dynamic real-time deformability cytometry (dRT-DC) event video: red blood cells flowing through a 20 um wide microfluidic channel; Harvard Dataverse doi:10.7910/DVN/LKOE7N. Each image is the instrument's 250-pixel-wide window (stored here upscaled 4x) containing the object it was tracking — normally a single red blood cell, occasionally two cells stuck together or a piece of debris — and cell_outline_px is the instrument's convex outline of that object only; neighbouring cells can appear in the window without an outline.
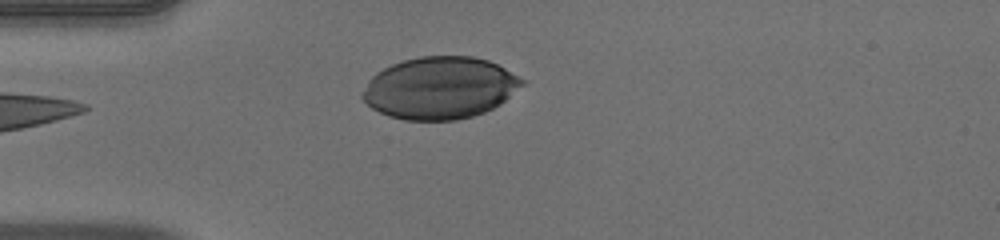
{"species": "human", "species_latin": "Homo sapiens", "temperature_condition": "warm", "stored_images_in_passage": 34, "camera_frame_rate_fps": 3000, "um_per_image_px": 0.085, "donor": {"sex": "male"}, "frame": {"image": 1, "passage_image": 1, "time_ms": 0.0, "image_size_px": [1000, 240], "cell_outline_px": [[528, 80], [524, 84], [500, 104], [484, 112], [472, 116], [456, 120], [404, 120], [388, 116], [372, 108], [360, 96], [360, 92], [368, 80], [376, 72], [392, 64], [404, 60], [420, 56], [472, 56], [488, 60]], "centroid_in_image_um": [37.38, 7.47], "position_along_channel_um": 47.6, "area_um2": 57.92}}
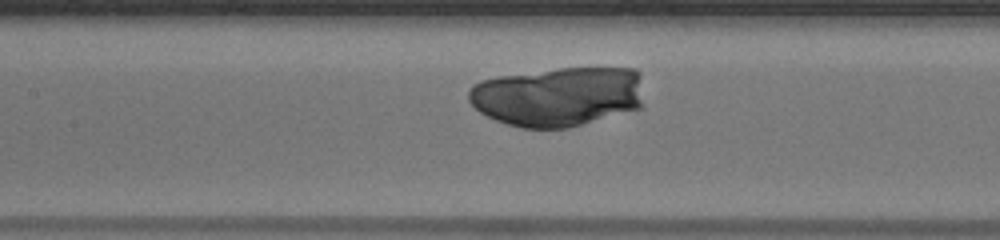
{"frame": {"image": 2, "passage_image": 11, "time_ms": 3.333, "image_size_px": [1000, 240], "cell_outline_px": [[640, 108], [568, 128], [520, 128], [496, 120], [480, 112], [468, 100], [468, 88], [472, 84], [480, 80], [500, 76], [560, 68], [636, 68], [640, 72]], "centroid_in_image_um": [47.39, 8.2], "position_along_channel_um": 160.0, "area_um2": 60.81}}
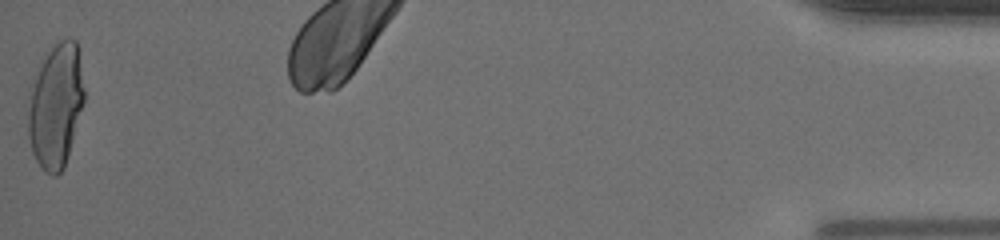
{"frame": {"image": 3, "passage_image": 34, "time_ms": 11.0, "image_size_px": [1000, 240], "cell_outline_px": [[84, 104], [68, 156], [64, 168], [56, 176], [52, 176], [40, 168], [32, 152], [28, 136], [28, 112], [32, 88], [40, 64], [48, 52], [60, 40], [68, 36], [76, 40], [84, 88]], "centroid_in_image_um": [4.76, 9.03], "position_along_channel_um": 430.4, "area_um2": 40.34}}